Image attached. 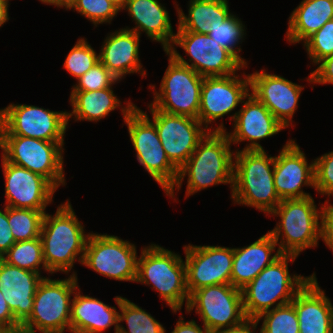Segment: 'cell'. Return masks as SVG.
<instances>
[{
  "instance_id": "19",
  "label": "cell",
  "mask_w": 333,
  "mask_h": 333,
  "mask_svg": "<svg viewBox=\"0 0 333 333\" xmlns=\"http://www.w3.org/2000/svg\"><path fill=\"white\" fill-rule=\"evenodd\" d=\"M1 162L5 177V205L46 211L57 189L39 174L7 162L3 157Z\"/></svg>"
},
{
  "instance_id": "23",
  "label": "cell",
  "mask_w": 333,
  "mask_h": 333,
  "mask_svg": "<svg viewBox=\"0 0 333 333\" xmlns=\"http://www.w3.org/2000/svg\"><path fill=\"white\" fill-rule=\"evenodd\" d=\"M291 304L298 316L299 333H333V305L319 286L316 274Z\"/></svg>"
},
{
  "instance_id": "44",
  "label": "cell",
  "mask_w": 333,
  "mask_h": 333,
  "mask_svg": "<svg viewBox=\"0 0 333 333\" xmlns=\"http://www.w3.org/2000/svg\"><path fill=\"white\" fill-rule=\"evenodd\" d=\"M0 327L3 329H16L21 325L15 320L14 314L9 308L0 290Z\"/></svg>"
},
{
  "instance_id": "20",
  "label": "cell",
  "mask_w": 333,
  "mask_h": 333,
  "mask_svg": "<svg viewBox=\"0 0 333 333\" xmlns=\"http://www.w3.org/2000/svg\"><path fill=\"white\" fill-rule=\"evenodd\" d=\"M305 153L295 140L289 139L274 162V186L281 200L311 196L304 186L315 189L314 160L308 164Z\"/></svg>"
},
{
  "instance_id": "7",
  "label": "cell",
  "mask_w": 333,
  "mask_h": 333,
  "mask_svg": "<svg viewBox=\"0 0 333 333\" xmlns=\"http://www.w3.org/2000/svg\"><path fill=\"white\" fill-rule=\"evenodd\" d=\"M125 103L127 105L121 106V111L136 158L166 194L176 183L178 169L168 159L156 126L148 114L131 100Z\"/></svg>"
},
{
  "instance_id": "46",
  "label": "cell",
  "mask_w": 333,
  "mask_h": 333,
  "mask_svg": "<svg viewBox=\"0 0 333 333\" xmlns=\"http://www.w3.org/2000/svg\"><path fill=\"white\" fill-rule=\"evenodd\" d=\"M258 323L256 319H246L242 324L219 333H255ZM259 331L262 333L261 328Z\"/></svg>"
},
{
  "instance_id": "41",
  "label": "cell",
  "mask_w": 333,
  "mask_h": 333,
  "mask_svg": "<svg viewBox=\"0 0 333 333\" xmlns=\"http://www.w3.org/2000/svg\"><path fill=\"white\" fill-rule=\"evenodd\" d=\"M321 206V239L333 252V204L326 200Z\"/></svg>"
},
{
  "instance_id": "6",
  "label": "cell",
  "mask_w": 333,
  "mask_h": 333,
  "mask_svg": "<svg viewBox=\"0 0 333 333\" xmlns=\"http://www.w3.org/2000/svg\"><path fill=\"white\" fill-rule=\"evenodd\" d=\"M317 208L313 197L309 196L281 200L270 213L280 218L269 233L282 254L298 256L305 249L318 246L321 238V209Z\"/></svg>"
},
{
  "instance_id": "29",
  "label": "cell",
  "mask_w": 333,
  "mask_h": 333,
  "mask_svg": "<svg viewBox=\"0 0 333 333\" xmlns=\"http://www.w3.org/2000/svg\"><path fill=\"white\" fill-rule=\"evenodd\" d=\"M176 5L178 30L208 34L211 25L222 23L233 13L229 11L228 0H190L188 15Z\"/></svg>"
},
{
  "instance_id": "32",
  "label": "cell",
  "mask_w": 333,
  "mask_h": 333,
  "mask_svg": "<svg viewBox=\"0 0 333 333\" xmlns=\"http://www.w3.org/2000/svg\"><path fill=\"white\" fill-rule=\"evenodd\" d=\"M6 263L41 274V268L51 274L44 263L41 238L15 242L1 257Z\"/></svg>"
},
{
  "instance_id": "51",
  "label": "cell",
  "mask_w": 333,
  "mask_h": 333,
  "mask_svg": "<svg viewBox=\"0 0 333 333\" xmlns=\"http://www.w3.org/2000/svg\"><path fill=\"white\" fill-rule=\"evenodd\" d=\"M111 1L121 9L125 5L127 0H111Z\"/></svg>"
},
{
  "instance_id": "14",
  "label": "cell",
  "mask_w": 333,
  "mask_h": 333,
  "mask_svg": "<svg viewBox=\"0 0 333 333\" xmlns=\"http://www.w3.org/2000/svg\"><path fill=\"white\" fill-rule=\"evenodd\" d=\"M185 309L187 313L195 309L203 325L212 333L236 327L247 319L242 292L231 284L211 285L195 290Z\"/></svg>"
},
{
  "instance_id": "11",
  "label": "cell",
  "mask_w": 333,
  "mask_h": 333,
  "mask_svg": "<svg viewBox=\"0 0 333 333\" xmlns=\"http://www.w3.org/2000/svg\"><path fill=\"white\" fill-rule=\"evenodd\" d=\"M67 126V111H52L39 106L12 103L0 109V136L64 142Z\"/></svg>"
},
{
  "instance_id": "8",
  "label": "cell",
  "mask_w": 333,
  "mask_h": 333,
  "mask_svg": "<svg viewBox=\"0 0 333 333\" xmlns=\"http://www.w3.org/2000/svg\"><path fill=\"white\" fill-rule=\"evenodd\" d=\"M78 288L74 271L66 279L44 277L37 287L32 313L21 327L29 333L70 331L71 297Z\"/></svg>"
},
{
  "instance_id": "38",
  "label": "cell",
  "mask_w": 333,
  "mask_h": 333,
  "mask_svg": "<svg viewBox=\"0 0 333 333\" xmlns=\"http://www.w3.org/2000/svg\"><path fill=\"white\" fill-rule=\"evenodd\" d=\"M308 58L317 65L328 56L333 55V19L326 22L318 31L304 42Z\"/></svg>"
},
{
  "instance_id": "13",
  "label": "cell",
  "mask_w": 333,
  "mask_h": 333,
  "mask_svg": "<svg viewBox=\"0 0 333 333\" xmlns=\"http://www.w3.org/2000/svg\"><path fill=\"white\" fill-rule=\"evenodd\" d=\"M81 265L106 278L136 282V246L118 236L89 233Z\"/></svg>"
},
{
  "instance_id": "16",
  "label": "cell",
  "mask_w": 333,
  "mask_h": 333,
  "mask_svg": "<svg viewBox=\"0 0 333 333\" xmlns=\"http://www.w3.org/2000/svg\"><path fill=\"white\" fill-rule=\"evenodd\" d=\"M184 253L189 295L203 287L231 284L234 248L188 244Z\"/></svg>"
},
{
  "instance_id": "26",
  "label": "cell",
  "mask_w": 333,
  "mask_h": 333,
  "mask_svg": "<svg viewBox=\"0 0 333 333\" xmlns=\"http://www.w3.org/2000/svg\"><path fill=\"white\" fill-rule=\"evenodd\" d=\"M276 246V241L267 232L248 246L234 248L231 285L241 290L254 280L264 268L282 255L279 249L272 254Z\"/></svg>"
},
{
  "instance_id": "42",
  "label": "cell",
  "mask_w": 333,
  "mask_h": 333,
  "mask_svg": "<svg viewBox=\"0 0 333 333\" xmlns=\"http://www.w3.org/2000/svg\"><path fill=\"white\" fill-rule=\"evenodd\" d=\"M317 65V68L308 76L307 81L311 84L333 85V55L326 57Z\"/></svg>"
},
{
  "instance_id": "1",
  "label": "cell",
  "mask_w": 333,
  "mask_h": 333,
  "mask_svg": "<svg viewBox=\"0 0 333 333\" xmlns=\"http://www.w3.org/2000/svg\"><path fill=\"white\" fill-rule=\"evenodd\" d=\"M231 146L225 131H209L178 170L176 183L166 195L175 198V188L180 190L185 176L186 198L218 184H230L232 192L235 151H231Z\"/></svg>"
},
{
  "instance_id": "30",
  "label": "cell",
  "mask_w": 333,
  "mask_h": 333,
  "mask_svg": "<svg viewBox=\"0 0 333 333\" xmlns=\"http://www.w3.org/2000/svg\"><path fill=\"white\" fill-rule=\"evenodd\" d=\"M112 89L109 87L95 91H71L70 103L73 111L67 112L68 123L72 116L75 121L99 122L120 107L122 103Z\"/></svg>"
},
{
  "instance_id": "48",
  "label": "cell",
  "mask_w": 333,
  "mask_h": 333,
  "mask_svg": "<svg viewBox=\"0 0 333 333\" xmlns=\"http://www.w3.org/2000/svg\"><path fill=\"white\" fill-rule=\"evenodd\" d=\"M44 4L54 5L56 7L62 8V0H39Z\"/></svg>"
},
{
  "instance_id": "50",
  "label": "cell",
  "mask_w": 333,
  "mask_h": 333,
  "mask_svg": "<svg viewBox=\"0 0 333 333\" xmlns=\"http://www.w3.org/2000/svg\"><path fill=\"white\" fill-rule=\"evenodd\" d=\"M75 0H62V7L67 10Z\"/></svg>"
},
{
  "instance_id": "34",
  "label": "cell",
  "mask_w": 333,
  "mask_h": 333,
  "mask_svg": "<svg viewBox=\"0 0 333 333\" xmlns=\"http://www.w3.org/2000/svg\"><path fill=\"white\" fill-rule=\"evenodd\" d=\"M45 213L46 211L8 206V222L15 242L28 241L40 237Z\"/></svg>"
},
{
  "instance_id": "5",
  "label": "cell",
  "mask_w": 333,
  "mask_h": 333,
  "mask_svg": "<svg viewBox=\"0 0 333 333\" xmlns=\"http://www.w3.org/2000/svg\"><path fill=\"white\" fill-rule=\"evenodd\" d=\"M136 283L151 285L172 309L181 311L184 301L187 308L189 293L186 286V267L182 257L160 245L142 248L138 258Z\"/></svg>"
},
{
  "instance_id": "10",
  "label": "cell",
  "mask_w": 333,
  "mask_h": 333,
  "mask_svg": "<svg viewBox=\"0 0 333 333\" xmlns=\"http://www.w3.org/2000/svg\"><path fill=\"white\" fill-rule=\"evenodd\" d=\"M165 53L169 56V65L161 80L159 92L155 85H149L154 94L150 105L168 114L198 119L204 77L189 66L179 63L167 51Z\"/></svg>"
},
{
  "instance_id": "27",
  "label": "cell",
  "mask_w": 333,
  "mask_h": 333,
  "mask_svg": "<svg viewBox=\"0 0 333 333\" xmlns=\"http://www.w3.org/2000/svg\"><path fill=\"white\" fill-rule=\"evenodd\" d=\"M78 290V291H77ZM71 302L70 333H104L111 326L118 332L119 312L97 298L76 289Z\"/></svg>"
},
{
  "instance_id": "47",
  "label": "cell",
  "mask_w": 333,
  "mask_h": 333,
  "mask_svg": "<svg viewBox=\"0 0 333 333\" xmlns=\"http://www.w3.org/2000/svg\"><path fill=\"white\" fill-rule=\"evenodd\" d=\"M8 7L9 3L0 0V27L9 20Z\"/></svg>"
},
{
  "instance_id": "37",
  "label": "cell",
  "mask_w": 333,
  "mask_h": 333,
  "mask_svg": "<svg viewBox=\"0 0 333 333\" xmlns=\"http://www.w3.org/2000/svg\"><path fill=\"white\" fill-rule=\"evenodd\" d=\"M71 9L90 20L94 27L103 23L111 24L112 19L121 11L111 0H75L67 10Z\"/></svg>"
},
{
  "instance_id": "21",
  "label": "cell",
  "mask_w": 333,
  "mask_h": 333,
  "mask_svg": "<svg viewBox=\"0 0 333 333\" xmlns=\"http://www.w3.org/2000/svg\"><path fill=\"white\" fill-rule=\"evenodd\" d=\"M250 93L254 95L285 127L292 125L293 115L304 86L291 82L283 76L269 74L266 70L248 74Z\"/></svg>"
},
{
  "instance_id": "49",
  "label": "cell",
  "mask_w": 333,
  "mask_h": 333,
  "mask_svg": "<svg viewBox=\"0 0 333 333\" xmlns=\"http://www.w3.org/2000/svg\"><path fill=\"white\" fill-rule=\"evenodd\" d=\"M1 333H29L23 327H19L16 329H4Z\"/></svg>"
},
{
  "instance_id": "17",
  "label": "cell",
  "mask_w": 333,
  "mask_h": 333,
  "mask_svg": "<svg viewBox=\"0 0 333 333\" xmlns=\"http://www.w3.org/2000/svg\"><path fill=\"white\" fill-rule=\"evenodd\" d=\"M236 74L203 79L198 120L209 131H214L208 127L209 124L230 114L250 94L249 75L243 73L242 77Z\"/></svg>"
},
{
  "instance_id": "18",
  "label": "cell",
  "mask_w": 333,
  "mask_h": 333,
  "mask_svg": "<svg viewBox=\"0 0 333 333\" xmlns=\"http://www.w3.org/2000/svg\"><path fill=\"white\" fill-rule=\"evenodd\" d=\"M247 99V100H246ZM241 109L232 115L233 131L228 133L221 123L214 131H225L231 144L239 142H250L242 150H264L259 144L261 139L272 137L281 132L285 127L274 117V115L251 93L243 101Z\"/></svg>"
},
{
  "instance_id": "3",
  "label": "cell",
  "mask_w": 333,
  "mask_h": 333,
  "mask_svg": "<svg viewBox=\"0 0 333 333\" xmlns=\"http://www.w3.org/2000/svg\"><path fill=\"white\" fill-rule=\"evenodd\" d=\"M275 156L264 150H236L234 154V204L256 208L269 215L281 202L274 186Z\"/></svg>"
},
{
  "instance_id": "43",
  "label": "cell",
  "mask_w": 333,
  "mask_h": 333,
  "mask_svg": "<svg viewBox=\"0 0 333 333\" xmlns=\"http://www.w3.org/2000/svg\"><path fill=\"white\" fill-rule=\"evenodd\" d=\"M4 206V211L0 209V258L15 243V239L8 222V206Z\"/></svg>"
},
{
  "instance_id": "35",
  "label": "cell",
  "mask_w": 333,
  "mask_h": 333,
  "mask_svg": "<svg viewBox=\"0 0 333 333\" xmlns=\"http://www.w3.org/2000/svg\"><path fill=\"white\" fill-rule=\"evenodd\" d=\"M256 320H263L262 333H299L298 316L291 303L266 311Z\"/></svg>"
},
{
  "instance_id": "2",
  "label": "cell",
  "mask_w": 333,
  "mask_h": 333,
  "mask_svg": "<svg viewBox=\"0 0 333 333\" xmlns=\"http://www.w3.org/2000/svg\"><path fill=\"white\" fill-rule=\"evenodd\" d=\"M69 202L67 199L60 204L53 215L45 213L42 221L43 260L51 275L60 271L68 274L75 261L82 264L84 258L89 233L85 234L84 226Z\"/></svg>"
},
{
  "instance_id": "12",
  "label": "cell",
  "mask_w": 333,
  "mask_h": 333,
  "mask_svg": "<svg viewBox=\"0 0 333 333\" xmlns=\"http://www.w3.org/2000/svg\"><path fill=\"white\" fill-rule=\"evenodd\" d=\"M183 48L190 57L186 61L176 50ZM179 63L189 66L202 77H223L237 73L244 66L208 34L177 31L172 46L167 51ZM192 61V62H191Z\"/></svg>"
},
{
  "instance_id": "15",
  "label": "cell",
  "mask_w": 333,
  "mask_h": 333,
  "mask_svg": "<svg viewBox=\"0 0 333 333\" xmlns=\"http://www.w3.org/2000/svg\"><path fill=\"white\" fill-rule=\"evenodd\" d=\"M148 105L165 153L179 170L209 130L198 119L168 114Z\"/></svg>"
},
{
  "instance_id": "28",
  "label": "cell",
  "mask_w": 333,
  "mask_h": 333,
  "mask_svg": "<svg viewBox=\"0 0 333 333\" xmlns=\"http://www.w3.org/2000/svg\"><path fill=\"white\" fill-rule=\"evenodd\" d=\"M333 19V0H302L288 20L286 39L291 44L305 41Z\"/></svg>"
},
{
  "instance_id": "31",
  "label": "cell",
  "mask_w": 333,
  "mask_h": 333,
  "mask_svg": "<svg viewBox=\"0 0 333 333\" xmlns=\"http://www.w3.org/2000/svg\"><path fill=\"white\" fill-rule=\"evenodd\" d=\"M114 301L120 310L117 333H166L163 325L150 313L127 298L116 296ZM123 321H126L127 329L120 324Z\"/></svg>"
},
{
  "instance_id": "24",
  "label": "cell",
  "mask_w": 333,
  "mask_h": 333,
  "mask_svg": "<svg viewBox=\"0 0 333 333\" xmlns=\"http://www.w3.org/2000/svg\"><path fill=\"white\" fill-rule=\"evenodd\" d=\"M140 36L122 28L107 35L99 53V61L119 80L127 74L139 73L145 77L139 58Z\"/></svg>"
},
{
  "instance_id": "36",
  "label": "cell",
  "mask_w": 333,
  "mask_h": 333,
  "mask_svg": "<svg viewBox=\"0 0 333 333\" xmlns=\"http://www.w3.org/2000/svg\"><path fill=\"white\" fill-rule=\"evenodd\" d=\"M84 38L78 39L69 51L63 67L77 80L99 62V54Z\"/></svg>"
},
{
  "instance_id": "40",
  "label": "cell",
  "mask_w": 333,
  "mask_h": 333,
  "mask_svg": "<svg viewBox=\"0 0 333 333\" xmlns=\"http://www.w3.org/2000/svg\"><path fill=\"white\" fill-rule=\"evenodd\" d=\"M315 190L333 196V151L314 159Z\"/></svg>"
},
{
  "instance_id": "4",
  "label": "cell",
  "mask_w": 333,
  "mask_h": 333,
  "mask_svg": "<svg viewBox=\"0 0 333 333\" xmlns=\"http://www.w3.org/2000/svg\"><path fill=\"white\" fill-rule=\"evenodd\" d=\"M297 257L293 254H282L241 289L247 319H256L266 311L291 303L296 294L315 275V272L306 277L290 275L288 262L293 263Z\"/></svg>"
},
{
  "instance_id": "33",
  "label": "cell",
  "mask_w": 333,
  "mask_h": 333,
  "mask_svg": "<svg viewBox=\"0 0 333 333\" xmlns=\"http://www.w3.org/2000/svg\"><path fill=\"white\" fill-rule=\"evenodd\" d=\"M245 25L236 16L232 14L222 23L211 25L208 35L216 40L223 48L227 49L245 68L247 61L242 58L239 52L242 50L238 45L242 43L245 37ZM239 47V48H238Z\"/></svg>"
},
{
  "instance_id": "39",
  "label": "cell",
  "mask_w": 333,
  "mask_h": 333,
  "mask_svg": "<svg viewBox=\"0 0 333 333\" xmlns=\"http://www.w3.org/2000/svg\"><path fill=\"white\" fill-rule=\"evenodd\" d=\"M116 78L100 61L84 73L73 85L71 91H95L113 87L119 83Z\"/></svg>"
},
{
  "instance_id": "22",
  "label": "cell",
  "mask_w": 333,
  "mask_h": 333,
  "mask_svg": "<svg viewBox=\"0 0 333 333\" xmlns=\"http://www.w3.org/2000/svg\"><path fill=\"white\" fill-rule=\"evenodd\" d=\"M43 278L37 272L10 265L0 258V290L20 325L32 313L34 296Z\"/></svg>"
},
{
  "instance_id": "25",
  "label": "cell",
  "mask_w": 333,
  "mask_h": 333,
  "mask_svg": "<svg viewBox=\"0 0 333 333\" xmlns=\"http://www.w3.org/2000/svg\"><path fill=\"white\" fill-rule=\"evenodd\" d=\"M120 10L128 11L136 24L132 29H126L136 32L139 36L141 32H145L148 39L161 43L164 52L170 49L175 33L169 12L159 0H127Z\"/></svg>"
},
{
  "instance_id": "9",
  "label": "cell",
  "mask_w": 333,
  "mask_h": 333,
  "mask_svg": "<svg viewBox=\"0 0 333 333\" xmlns=\"http://www.w3.org/2000/svg\"><path fill=\"white\" fill-rule=\"evenodd\" d=\"M64 142H48L22 136H0V149L7 162L46 178L56 189L65 186Z\"/></svg>"
},
{
  "instance_id": "45",
  "label": "cell",
  "mask_w": 333,
  "mask_h": 333,
  "mask_svg": "<svg viewBox=\"0 0 333 333\" xmlns=\"http://www.w3.org/2000/svg\"><path fill=\"white\" fill-rule=\"evenodd\" d=\"M171 333H212L204 325L202 327L196 323L194 319L190 321H185L184 317L180 315L175 328Z\"/></svg>"
}]
</instances>
